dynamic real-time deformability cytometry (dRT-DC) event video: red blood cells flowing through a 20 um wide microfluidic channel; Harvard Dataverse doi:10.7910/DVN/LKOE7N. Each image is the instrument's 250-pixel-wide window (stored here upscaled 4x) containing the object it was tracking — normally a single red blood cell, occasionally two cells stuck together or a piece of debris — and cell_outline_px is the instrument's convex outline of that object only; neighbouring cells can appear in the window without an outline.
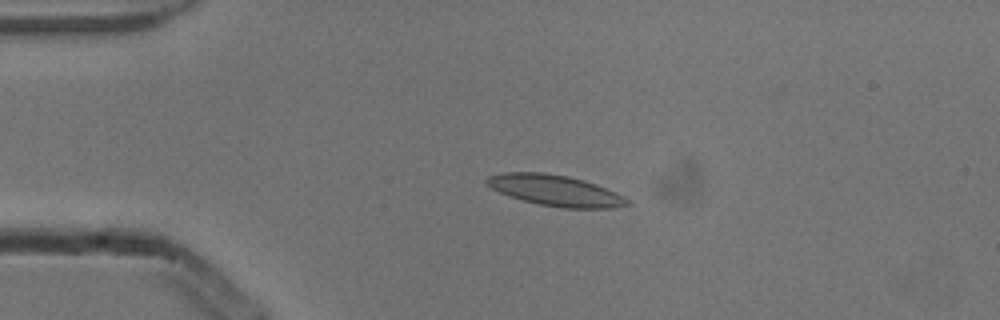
{"species": "common noctule bat (a hibernating species)", "species_latin": "Nyctalus noctula", "temperature_condition": "cold", "stored_images_in_passage": 4, "camera_frame_rate_fps": 3000, "um_per_image_px": 0.085, "animal": {"sex": "male", "body_mass_g": 13.3}, "frame": {"image": 1, "passage_image": 3, "time_ms": 0.667, "image_size_px": [1000, 320], "cell_outline_px": [[632, 204], [616, 208], [564, 208], [540, 204], [524, 200], [500, 192], [484, 184], [484, 180], [488, 176], [504, 172], [544, 172], [568, 176], [584, 180], [596, 184], [616, 192], [632, 200]], "centroid_in_image_um": [47.25, 16.18], "position_along_channel_um": 37.7, "area_um2": 25.43}}